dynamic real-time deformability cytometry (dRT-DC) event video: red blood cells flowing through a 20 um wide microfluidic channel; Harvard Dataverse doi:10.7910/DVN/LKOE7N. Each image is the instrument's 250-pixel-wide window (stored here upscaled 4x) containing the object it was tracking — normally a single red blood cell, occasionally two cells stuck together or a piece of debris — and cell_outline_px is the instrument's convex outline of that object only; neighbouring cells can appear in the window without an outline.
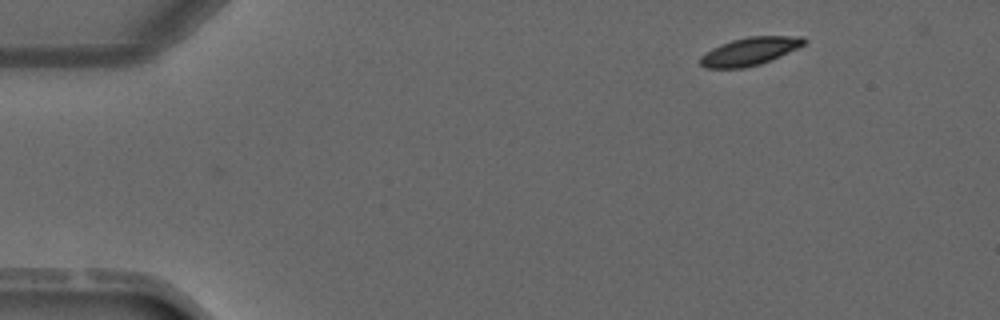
{"species": "common noctule bat (a hibernating species)", "species_latin": "Nyctalus noctula", "temperature_condition": "warm", "stored_images_in_passage": 3, "camera_frame_rate_fps": 3000, "um_per_image_px": 0.085, "animal": {"sex": "male", "forearm_length_mm": 52.5}, "frame": {"image": 1, "passage_image": 1, "time_ms": 0.0, "image_size_px": [1000, 320], "cell_outline_px": [[808, 40], [804, 44], [780, 56], [760, 64], [744, 68], [704, 68], [700, 64], [700, 56], [712, 48], [720, 44], [732, 40], [748, 36], [804, 36]], "centroid_in_image_um": [63.72, 4.36], "position_along_channel_um": 21.3, "area_um2": 16.88}}
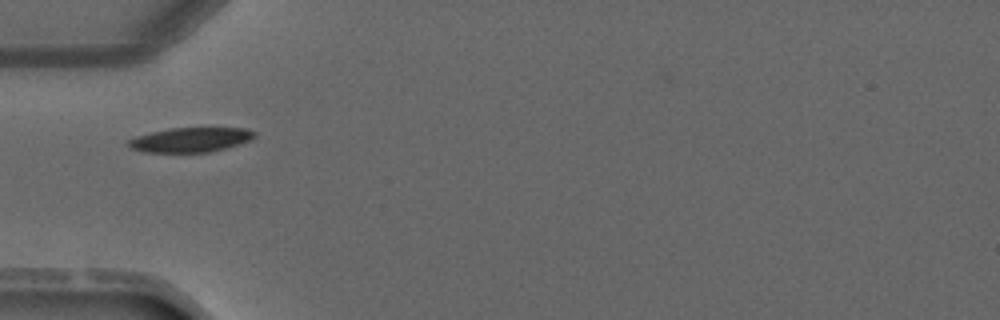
{"frame": {"image": 2, "passage_image": 3, "time_ms": 3.0, "image_size_px": [1000, 320], "cell_outline_px": [[256, 136], [252, 140], [240, 144], [208, 152], [144, 152], [132, 148], [124, 144], [128, 140], [136, 136], [168, 128], [248, 128], [256, 132]], "centroid_in_image_um": [16.21, 11.87], "position_along_channel_um": 68.8, "area_um2": 18.15}}